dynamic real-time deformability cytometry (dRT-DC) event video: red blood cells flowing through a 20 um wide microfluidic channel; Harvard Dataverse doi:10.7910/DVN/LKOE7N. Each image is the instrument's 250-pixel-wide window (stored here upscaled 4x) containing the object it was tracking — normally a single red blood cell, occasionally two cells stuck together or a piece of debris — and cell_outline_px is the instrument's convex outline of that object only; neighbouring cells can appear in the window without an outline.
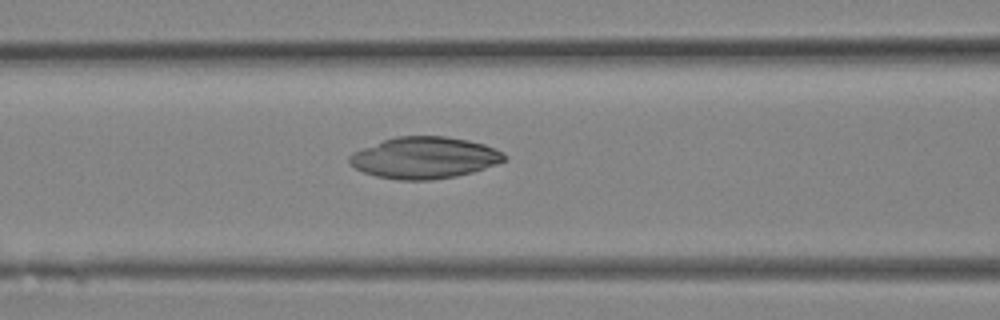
{"species": "Egyptian fruit bat (a non-hibernating species)", "species_latin": "Rousettus aegyptiacus", "temperature_condition": "room temperature", "stored_images_in_passage": 14, "camera_frame_rate_fps": 3000, "um_per_image_px": 0.085, "animal": {"sex": "female"}, "frame": {"image": 1, "passage_image": 12, "time_ms": 3.667, "image_size_px": [1000, 320], "cell_outline_px": [[508, 160], [500, 164], [472, 172], [456, 176], [432, 180], [396, 180], [376, 176], [364, 172], [348, 164], [348, 156], [352, 152], [360, 148], [396, 136], [444, 136], [468, 140], [484, 144], [504, 152], [508, 156]], "centroid_in_image_um": [36.1, 13.41], "position_along_channel_um": 130.5, "area_um2": 37.97}}
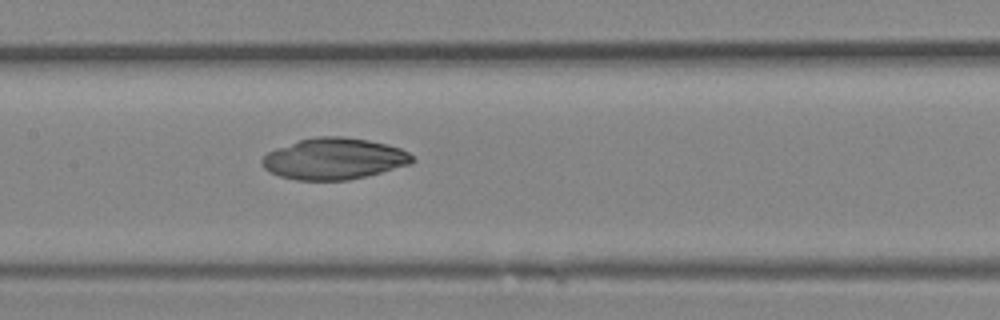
{"frame": {"image": 2, "passage_image": 14, "time_ms": 4.333, "image_size_px": [1000, 320], "cell_outline_px": [[416, 160], [408, 164], [380, 172], [348, 180], [296, 180], [280, 176], [268, 172], [260, 164], [260, 160], [268, 152], [276, 148], [300, 140], [316, 136], [344, 136], [368, 140], [388, 144], [400, 148], [408, 152]], "centroid_in_image_um": [28.35, 13.49], "position_along_channel_um": 179.0, "area_um2": 36.13}}